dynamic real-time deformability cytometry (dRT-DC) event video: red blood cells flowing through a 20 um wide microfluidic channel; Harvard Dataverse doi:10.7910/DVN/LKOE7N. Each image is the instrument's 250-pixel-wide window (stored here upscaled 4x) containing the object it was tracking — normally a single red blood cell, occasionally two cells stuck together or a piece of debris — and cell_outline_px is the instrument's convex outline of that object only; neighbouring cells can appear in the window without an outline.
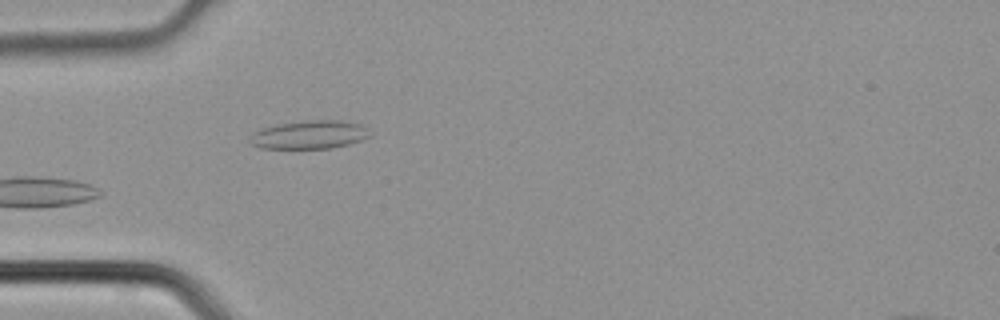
{"species": "common noctule bat (a hibernating species)", "species_latin": "Nyctalus noctula", "temperature_condition": "cold", "stored_images_in_passage": 1, "camera_frame_rate_fps": 3000, "um_per_image_px": 0.085, "animal": {"sex": "male", "body_mass_g": 21.5, "forearm_length_mm": 52.0}, "frame": {"image": 1, "passage_image": 1, "time_ms": 0.0, "image_size_px": [1000, 320], "cell_outline_px": [[372, 136], [348, 144], [332, 148], [260, 148], [252, 144], [248, 140], [252, 132], [260, 128], [276, 124], [308, 120], [340, 120], [360, 124]], "centroid_in_image_um": [26.24, 11.44], "position_along_channel_um": 58.8, "area_um2": 19.83}}